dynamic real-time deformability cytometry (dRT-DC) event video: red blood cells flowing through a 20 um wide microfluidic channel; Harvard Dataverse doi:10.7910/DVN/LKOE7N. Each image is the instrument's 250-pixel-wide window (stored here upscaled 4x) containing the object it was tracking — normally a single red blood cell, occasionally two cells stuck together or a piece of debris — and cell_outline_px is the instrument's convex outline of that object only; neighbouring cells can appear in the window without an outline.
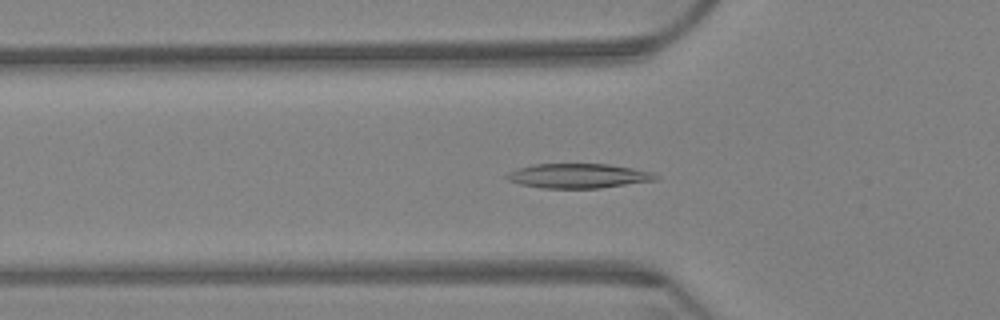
{"species": "Egyptian fruit bat (a non-hibernating species)", "species_latin": "Rousettus aegyptiacus", "temperature_condition": "warm", "stored_images_in_passage": 47, "camera_frame_rate_fps": 3000, "um_per_image_px": 0.085, "animal": {"sex": "female"}, "frame": {"image": 1, "passage_image": 5, "time_ms": 1.333, "image_size_px": [1000, 320], "cell_outline_px": [[660, 176], [656, 180], [600, 188], [540, 188], [520, 184], [508, 180], [504, 176], [508, 172], [516, 168], [532, 164], [608, 164], [632, 168], [652, 172]], "centroid_in_image_um": [49.12, 14.94], "position_along_channel_um": 76.7, "area_um2": 21.39}}
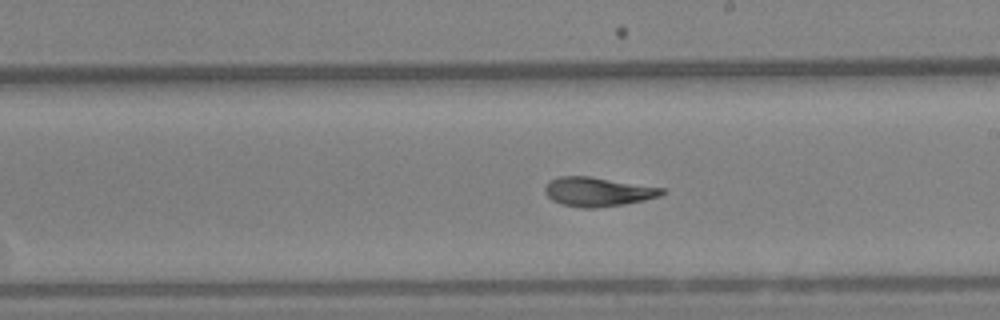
{"frame": {"image": 2, "passage_image": 20, "time_ms": 6.333, "image_size_px": [1000, 320], "cell_outline_px": [[668, 192], [660, 196], [644, 200], [624, 204], [596, 208], [580, 208], [560, 204], [552, 200], [544, 192], [544, 188], [552, 180], [560, 176], [588, 176], [664, 188]], "centroid_in_image_um": [50.83, 16.31], "position_along_channel_um": 238.2, "area_um2": 19.83}}
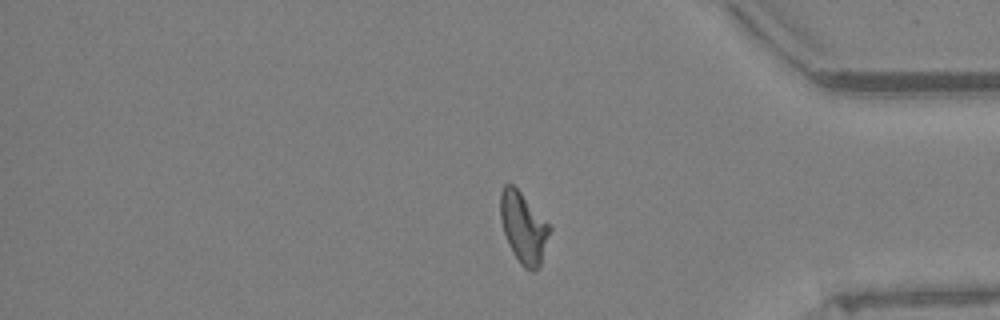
{"frame": {"image": 3, "passage_image": 36, "time_ms": 11.667, "image_size_px": [1000, 320], "cell_outline_px": [[552, 228], [540, 264], [532, 272], [524, 268], [520, 264], [512, 252], [508, 244], [504, 232], [500, 216], [500, 192], [504, 184], [512, 184], [520, 192]], "centroid_in_image_um": [44.48, 19.36], "position_along_channel_um": 390.7, "area_um2": 20.06}, "authors_computed_cell_mechanics": {"area_um2": 19.8832, "velocity_mm_per_s": 3.2375, "shape_relaxation_time_tau1_ms": 9.2409, "shape_relaxation_time_tau2_ms": 3.0939, "deformation_change_tau1": 0.2371, "deformation_change_tau2": 0.1057}}